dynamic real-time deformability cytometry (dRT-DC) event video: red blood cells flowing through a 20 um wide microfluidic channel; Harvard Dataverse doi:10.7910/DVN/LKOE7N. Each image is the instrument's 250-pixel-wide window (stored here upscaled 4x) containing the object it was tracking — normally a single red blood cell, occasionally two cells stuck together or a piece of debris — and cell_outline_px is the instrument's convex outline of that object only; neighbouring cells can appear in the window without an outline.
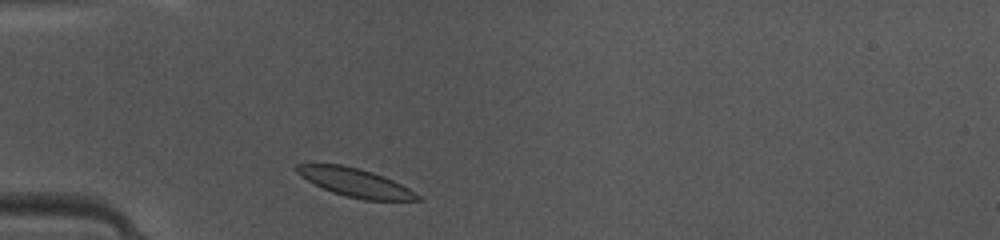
{"species": "common noctule bat (a hibernating species)", "species_latin": "Nyctalus noctula", "temperature_condition": "warm", "stored_images_in_passage": 36, "camera_frame_rate_fps": 3000, "um_per_image_px": 0.085, "animal": {"sex": "female", "body_mass_g": 10.0, "forearm_length_mm": 53.1}, "frame": {"image": 1, "passage_image": 2, "time_ms": 0.333, "image_size_px": [1000, 240], "cell_outline_px": [[424, 200], [364, 200], [344, 196], [332, 192], [300, 176], [292, 168], [296, 164], [340, 164], [372, 172], [384, 176], [408, 188], [420, 196]], "centroid_in_image_um": [30.17, 15.51], "position_along_channel_um": 54.8, "area_um2": 19.83}}
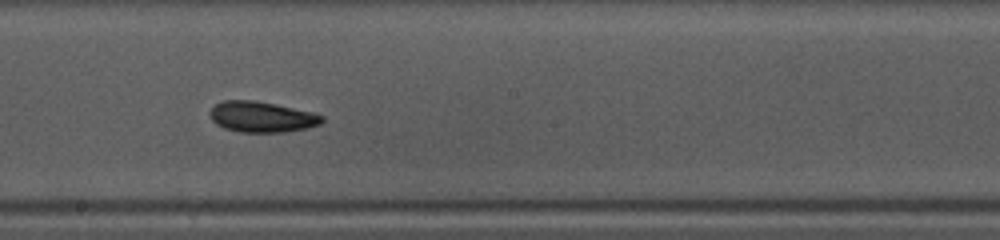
{"frame": {"image": 2, "passage_image": 15, "time_ms": 4.667, "image_size_px": [1000, 240], "cell_outline_px": [[324, 120], [320, 124], [308, 128], [284, 132], [240, 132], [224, 128], [216, 124], [212, 120], [208, 112], [216, 104], [224, 100], [256, 100], [276, 104], [312, 112], [324, 116]], "centroid_in_image_um": [22.25, 9.93], "position_along_channel_um": 226.0, "area_um2": 20.17}}
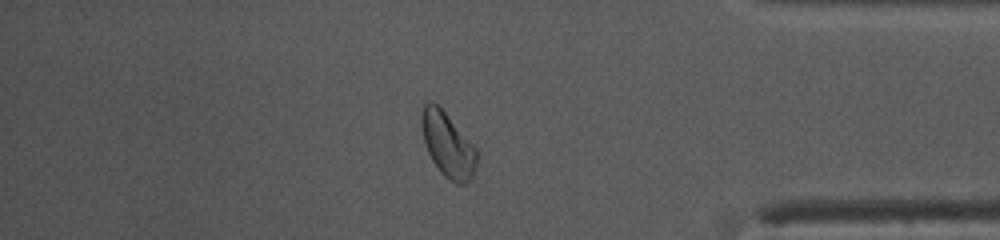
{"frame": {"image": 3, "passage_image": 29, "time_ms": 9.333, "image_size_px": [1000, 240], "cell_outline_px": [[476, 164], [472, 180], [464, 184], [456, 184], [448, 180], [440, 172], [432, 160], [428, 152], [424, 140], [420, 120], [420, 112], [424, 104], [432, 100], [444, 112], [476, 148]], "centroid_in_image_um": [38.04, 12.34], "position_along_channel_um": 397.2, "area_um2": 20.63}, "authors_computed_cell_mechanics": {"area_um2": 20.1433, "velocity_mm_per_s": 4.15, "shape_relaxation_time_tau1_ms": 4.076, "shape_relaxation_time_tau2_ms": 2.7637, "deformation_change_tau1": 0.1056, "deformation_change_tau2": 0.0732}}